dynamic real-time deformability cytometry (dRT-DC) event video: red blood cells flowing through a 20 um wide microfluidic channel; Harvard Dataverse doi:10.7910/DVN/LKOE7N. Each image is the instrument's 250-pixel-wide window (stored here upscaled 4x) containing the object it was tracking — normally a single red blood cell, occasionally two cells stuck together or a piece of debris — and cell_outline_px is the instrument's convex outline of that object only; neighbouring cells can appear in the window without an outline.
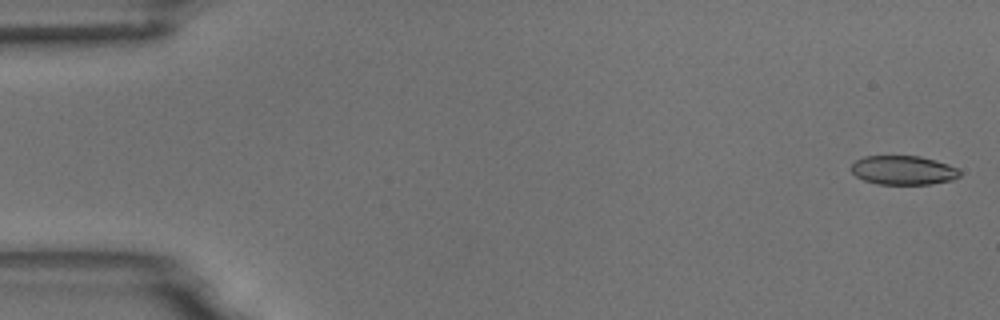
{"species": "common noctule bat (a hibernating species)", "species_latin": "Nyctalus noctula", "temperature_condition": "room temperature", "stored_images_in_passage": 56, "camera_frame_rate_fps": 3000, "um_per_image_px": 0.085, "animal": {"sex": "male", "body_mass_g": 18.8}, "frame": {"image": 1, "passage_image": 2, "time_ms": 0.333, "image_size_px": [1000, 320], "cell_outline_px": [[960, 176], [952, 180], [928, 184], [876, 184], [864, 180], [856, 176], [852, 172], [852, 164], [856, 160], [864, 156], [920, 156], [936, 160], [948, 164], [956, 168], [960, 172]], "centroid_in_image_um": [76.77, 14.46], "position_along_channel_um": 8.2, "area_um2": 18.32}}
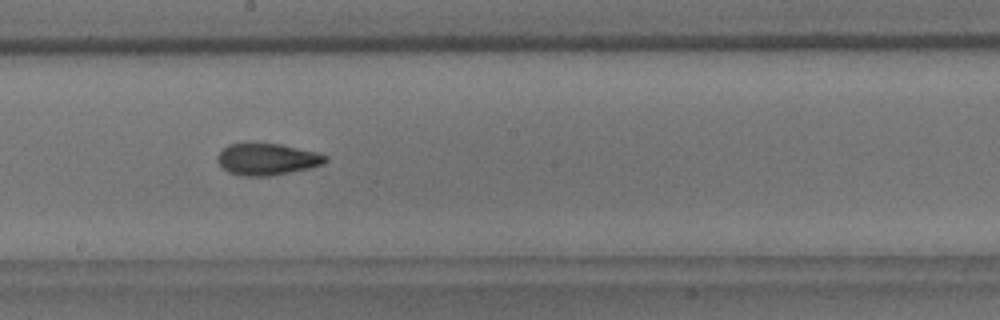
{"frame": {"image": 2, "passage_image": 31, "time_ms": 10.0, "image_size_px": [1000, 320], "cell_outline_px": [[328, 160], [324, 164], [308, 168], [268, 176], [244, 176], [228, 172], [216, 160], [216, 156], [228, 144], [280, 144], [316, 152], [328, 156]], "centroid_in_image_um": [22.7, 13.54], "position_along_channel_um": 225.5, "area_um2": 19.65}}
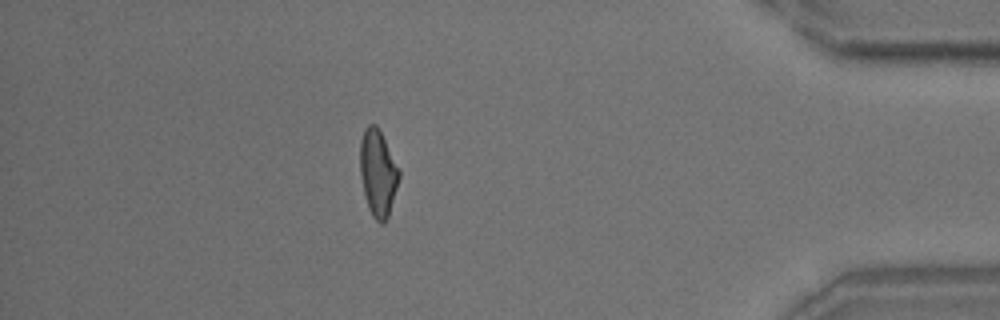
{"frame": {"image": 3, "passage_image": 49, "time_ms": 16.0, "image_size_px": [1000, 320], "cell_outline_px": [[400, 176], [388, 216], [384, 224], [380, 224], [372, 216], [368, 208], [360, 176], [360, 140], [364, 128], [368, 124], [376, 124], [400, 168]], "centroid_in_image_um": [32.12, 14.69], "position_along_channel_um": 403.1, "area_um2": 19.77}, "authors_computed_cell_mechanics": {"area_um2": 19.5942, "velocity_mm_per_s": 3.67, "shape_relaxation_time_tau1_ms": 6.9237, "shape_relaxation_time_tau2_ms": 2.9193, "deformation_change_tau1": 0.1592, "deformation_change_tau2": 0.1054}}